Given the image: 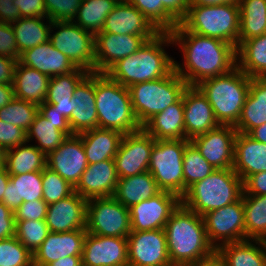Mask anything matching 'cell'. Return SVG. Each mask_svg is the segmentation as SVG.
<instances>
[{"label":"cell","mask_w":266,"mask_h":266,"mask_svg":"<svg viewBox=\"0 0 266 266\" xmlns=\"http://www.w3.org/2000/svg\"><path fill=\"white\" fill-rule=\"evenodd\" d=\"M170 35L185 59L183 67L174 61V70L188 86H196L202 80L226 74L236 67V48L230 43L197 35L181 23Z\"/></svg>","instance_id":"6da1fadb"},{"label":"cell","mask_w":266,"mask_h":266,"mask_svg":"<svg viewBox=\"0 0 266 266\" xmlns=\"http://www.w3.org/2000/svg\"><path fill=\"white\" fill-rule=\"evenodd\" d=\"M169 259L181 266L207 260L216 254L210 244L203 218L182 203L164 227Z\"/></svg>","instance_id":"7a4b0ae2"},{"label":"cell","mask_w":266,"mask_h":266,"mask_svg":"<svg viewBox=\"0 0 266 266\" xmlns=\"http://www.w3.org/2000/svg\"><path fill=\"white\" fill-rule=\"evenodd\" d=\"M172 43L175 44L170 32H161L146 41L134 54L118 60L105 73L127 88L133 84L164 78L174 70V59L162 46Z\"/></svg>","instance_id":"3957f363"},{"label":"cell","mask_w":266,"mask_h":266,"mask_svg":"<svg viewBox=\"0 0 266 266\" xmlns=\"http://www.w3.org/2000/svg\"><path fill=\"white\" fill-rule=\"evenodd\" d=\"M98 128L129 134L142 129L134 114L129 89L106 73L95 72Z\"/></svg>","instance_id":"277c9868"},{"label":"cell","mask_w":266,"mask_h":266,"mask_svg":"<svg viewBox=\"0 0 266 266\" xmlns=\"http://www.w3.org/2000/svg\"><path fill=\"white\" fill-rule=\"evenodd\" d=\"M250 80L236 66L230 72L202 80L196 86L209 101L218 123L235 126L249 93Z\"/></svg>","instance_id":"5b68a950"},{"label":"cell","mask_w":266,"mask_h":266,"mask_svg":"<svg viewBox=\"0 0 266 266\" xmlns=\"http://www.w3.org/2000/svg\"><path fill=\"white\" fill-rule=\"evenodd\" d=\"M243 194V180L233 168L216 169L196 182L181 199V203L201 217L238 201Z\"/></svg>","instance_id":"8992f818"},{"label":"cell","mask_w":266,"mask_h":266,"mask_svg":"<svg viewBox=\"0 0 266 266\" xmlns=\"http://www.w3.org/2000/svg\"><path fill=\"white\" fill-rule=\"evenodd\" d=\"M188 31L239 45V4L222 3L212 6H189L180 22Z\"/></svg>","instance_id":"52a82bcc"},{"label":"cell","mask_w":266,"mask_h":266,"mask_svg":"<svg viewBox=\"0 0 266 266\" xmlns=\"http://www.w3.org/2000/svg\"><path fill=\"white\" fill-rule=\"evenodd\" d=\"M187 83L173 70L164 78L133 84L128 87L137 121L143 126L151 117L176 103Z\"/></svg>","instance_id":"ba28073f"},{"label":"cell","mask_w":266,"mask_h":266,"mask_svg":"<svg viewBox=\"0 0 266 266\" xmlns=\"http://www.w3.org/2000/svg\"><path fill=\"white\" fill-rule=\"evenodd\" d=\"M190 140H155L148 171L161 191L184 197L183 154Z\"/></svg>","instance_id":"9c48e42d"},{"label":"cell","mask_w":266,"mask_h":266,"mask_svg":"<svg viewBox=\"0 0 266 266\" xmlns=\"http://www.w3.org/2000/svg\"><path fill=\"white\" fill-rule=\"evenodd\" d=\"M86 231L93 235L127 238L131 232L129 209L113 196L88 199Z\"/></svg>","instance_id":"30bf717a"},{"label":"cell","mask_w":266,"mask_h":266,"mask_svg":"<svg viewBox=\"0 0 266 266\" xmlns=\"http://www.w3.org/2000/svg\"><path fill=\"white\" fill-rule=\"evenodd\" d=\"M52 28L59 30L50 31V43L76 67L95 72V35L73 21H52Z\"/></svg>","instance_id":"8fae6325"},{"label":"cell","mask_w":266,"mask_h":266,"mask_svg":"<svg viewBox=\"0 0 266 266\" xmlns=\"http://www.w3.org/2000/svg\"><path fill=\"white\" fill-rule=\"evenodd\" d=\"M202 218L208 240L215 250L224 244L245 240L242 197L232 204L204 214ZM218 241L221 243L218 244Z\"/></svg>","instance_id":"7c38bea8"},{"label":"cell","mask_w":266,"mask_h":266,"mask_svg":"<svg viewBox=\"0 0 266 266\" xmlns=\"http://www.w3.org/2000/svg\"><path fill=\"white\" fill-rule=\"evenodd\" d=\"M155 139L143 129L124 134L114 157L119 178H126L148 171Z\"/></svg>","instance_id":"4fadbf2b"},{"label":"cell","mask_w":266,"mask_h":266,"mask_svg":"<svg viewBox=\"0 0 266 266\" xmlns=\"http://www.w3.org/2000/svg\"><path fill=\"white\" fill-rule=\"evenodd\" d=\"M181 204L175 194L161 191L129 208L131 231L164 229L172 213Z\"/></svg>","instance_id":"5bb4252c"},{"label":"cell","mask_w":266,"mask_h":266,"mask_svg":"<svg viewBox=\"0 0 266 266\" xmlns=\"http://www.w3.org/2000/svg\"><path fill=\"white\" fill-rule=\"evenodd\" d=\"M236 134L234 126L220 125L194 137L190 142L215 169H228L234 164Z\"/></svg>","instance_id":"9a60e30c"},{"label":"cell","mask_w":266,"mask_h":266,"mask_svg":"<svg viewBox=\"0 0 266 266\" xmlns=\"http://www.w3.org/2000/svg\"><path fill=\"white\" fill-rule=\"evenodd\" d=\"M127 250L128 266H156L170 261L164 229L131 231Z\"/></svg>","instance_id":"2e32d148"},{"label":"cell","mask_w":266,"mask_h":266,"mask_svg":"<svg viewBox=\"0 0 266 266\" xmlns=\"http://www.w3.org/2000/svg\"><path fill=\"white\" fill-rule=\"evenodd\" d=\"M83 266H128L127 238L86 234Z\"/></svg>","instance_id":"e0dca14e"},{"label":"cell","mask_w":266,"mask_h":266,"mask_svg":"<svg viewBox=\"0 0 266 266\" xmlns=\"http://www.w3.org/2000/svg\"><path fill=\"white\" fill-rule=\"evenodd\" d=\"M104 33L143 36L147 41L161 33L150 20L127 0H119L106 17Z\"/></svg>","instance_id":"ac0fdd59"},{"label":"cell","mask_w":266,"mask_h":266,"mask_svg":"<svg viewBox=\"0 0 266 266\" xmlns=\"http://www.w3.org/2000/svg\"><path fill=\"white\" fill-rule=\"evenodd\" d=\"M46 167L58 173L73 187L79 182L88 166L82 139L78 135L69 136L58 148L47 156Z\"/></svg>","instance_id":"d6986e66"},{"label":"cell","mask_w":266,"mask_h":266,"mask_svg":"<svg viewBox=\"0 0 266 266\" xmlns=\"http://www.w3.org/2000/svg\"><path fill=\"white\" fill-rule=\"evenodd\" d=\"M146 41L143 36L100 31L95 35V72L105 73L118 60L134 54Z\"/></svg>","instance_id":"ffe728a7"},{"label":"cell","mask_w":266,"mask_h":266,"mask_svg":"<svg viewBox=\"0 0 266 266\" xmlns=\"http://www.w3.org/2000/svg\"><path fill=\"white\" fill-rule=\"evenodd\" d=\"M185 140L220 126L206 96L197 86H187L183 92Z\"/></svg>","instance_id":"44dd1931"},{"label":"cell","mask_w":266,"mask_h":266,"mask_svg":"<svg viewBox=\"0 0 266 266\" xmlns=\"http://www.w3.org/2000/svg\"><path fill=\"white\" fill-rule=\"evenodd\" d=\"M87 199L75 191L56 203L48 205L45 222L50 232L86 229Z\"/></svg>","instance_id":"7402d4cb"},{"label":"cell","mask_w":266,"mask_h":266,"mask_svg":"<svg viewBox=\"0 0 266 266\" xmlns=\"http://www.w3.org/2000/svg\"><path fill=\"white\" fill-rule=\"evenodd\" d=\"M73 111L68 123L73 135L98 128L95 100V72H89L75 87Z\"/></svg>","instance_id":"603a6c76"},{"label":"cell","mask_w":266,"mask_h":266,"mask_svg":"<svg viewBox=\"0 0 266 266\" xmlns=\"http://www.w3.org/2000/svg\"><path fill=\"white\" fill-rule=\"evenodd\" d=\"M86 229L68 232H49L33 253V266H46L65 256H82Z\"/></svg>","instance_id":"cb8c5ba5"},{"label":"cell","mask_w":266,"mask_h":266,"mask_svg":"<svg viewBox=\"0 0 266 266\" xmlns=\"http://www.w3.org/2000/svg\"><path fill=\"white\" fill-rule=\"evenodd\" d=\"M119 177L114 160L88 164L74 191L88 199L113 196Z\"/></svg>","instance_id":"d4e9b609"},{"label":"cell","mask_w":266,"mask_h":266,"mask_svg":"<svg viewBox=\"0 0 266 266\" xmlns=\"http://www.w3.org/2000/svg\"><path fill=\"white\" fill-rule=\"evenodd\" d=\"M22 65L36 69L50 78L74 71L77 67L50 41L25 50L18 60Z\"/></svg>","instance_id":"484cf974"},{"label":"cell","mask_w":266,"mask_h":266,"mask_svg":"<svg viewBox=\"0 0 266 266\" xmlns=\"http://www.w3.org/2000/svg\"><path fill=\"white\" fill-rule=\"evenodd\" d=\"M232 168L243 181L252 174L266 172V144L237 132Z\"/></svg>","instance_id":"4316f807"},{"label":"cell","mask_w":266,"mask_h":266,"mask_svg":"<svg viewBox=\"0 0 266 266\" xmlns=\"http://www.w3.org/2000/svg\"><path fill=\"white\" fill-rule=\"evenodd\" d=\"M142 129L155 140H185L183 94L176 103L151 117Z\"/></svg>","instance_id":"83f0119b"},{"label":"cell","mask_w":266,"mask_h":266,"mask_svg":"<svg viewBox=\"0 0 266 266\" xmlns=\"http://www.w3.org/2000/svg\"><path fill=\"white\" fill-rule=\"evenodd\" d=\"M266 123V77H254L240 118L234 126L237 132L248 134L252 129Z\"/></svg>","instance_id":"f1b7e54d"},{"label":"cell","mask_w":266,"mask_h":266,"mask_svg":"<svg viewBox=\"0 0 266 266\" xmlns=\"http://www.w3.org/2000/svg\"><path fill=\"white\" fill-rule=\"evenodd\" d=\"M82 139L88 164L114 160L124 134L111 129L94 128L78 134Z\"/></svg>","instance_id":"f546056e"},{"label":"cell","mask_w":266,"mask_h":266,"mask_svg":"<svg viewBox=\"0 0 266 266\" xmlns=\"http://www.w3.org/2000/svg\"><path fill=\"white\" fill-rule=\"evenodd\" d=\"M50 77L36 69L16 64L13 79L14 97L41 105L47 97Z\"/></svg>","instance_id":"4dcf8cb0"},{"label":"cell","mask_w":266,"mask_h":266,"mask_svg":"<svg viewBox=\"0 0 266 266\" xmlns=\"http://www.w3.org/2000/svg\"><path fill=\"white\" fill-rule=\"evenodd\" d=\"M43 199L42 171L10 175L2 203L13 212L23 203Z\"/></svg>","instance_id":"1f68e13d"},{"label":"cell","mask_w":266,"mask_h":266,"mask_svg":"<svg viewBox=\"0 0 266 266\" xmlns=\"http://www.w3.org/2000/svg\"><path fill=\"white\" fill-rule=\"evenodd\" d=\"M88 73L77 67L70 73L51 77L45 102L57 108L59 114L68 120L73 111L74 89Z\"/></svg>","instance_id":"d6a6232c"},{"label":"cell","mask_w":266,"mask_h":266,"mask_svg":"<svg viewBox=\"0 0 266 266\" xmlns=\"http://www.w3.org/2000/svg\"><path fill=\"white\" fill-rule=\"evenodd\" d=\"M216 254L225 266H266V241L246 239L227 243L218 247Z\"/></svg>","instance_id":"836d02e7"},{"label":"cell","mask_w":266,"mask_h":266,"mask_svg":"<svg viewBox=\"0 0 266 266\" xmlns=\"http://www.w3.org/2000/svg\"><path fill=\"white\" fill-rule=\"evenodd\" d=\"M160 192L152 174L146 171L138 175L119 178L113 197L129 209Z\"/></svg>","instance_id":"e575fe53"},{"label":"cell","mask_w":266,"mask_h":266,"mask_svg":"<svg viewBox=\"0 0 266 266\" xmlns=\"http://www.w3.org/2000/svg\"><path fill=\"white\" fill-rule=\"evenodd\" d=\"M236 61L250 78L266 77V34L241 42L236 48Z\"/></svg>","instance_id":"d590c367"},{"label":"cell","mask_w":266,"mask_h":266,"mask_svg":"<svg viewBox=\"0 0 266 266\" xmlns=\"http://www.w3.org/2000/svg\"><path fill=\"white\" fill-rule=\"evenodd\" d=\"M46 164V155L34 145L28 146L24 143L6 150L4 166L9 175L43 171L46 168Z\"/></svg>","instance_id":"8d00e7d4"},{"label":"cell","mask_w":266,"mask_h":266,"mask_svg":"<svg viewBox=\"0 0 266 266\" xmlns=\"http://www.w3.org/2000/svg\"><path fill=\"white\" fill-rule=\"evenodd\" d=\"M42 19L43 17L19 18L12 25L19 54L49 41L50 31H53L52 21L49 19V24L45 25Z\"/></svg>","instance_id":"74e56055"},{"label":"cell","mask_w":266,"mask_h":266,"mask_svg":"<svg viewBox=\"0 0 266 266\" xmlns=\"http://www.w3.org/2000/svg\"><path fill=\"white\" fill-rule=\"evenodd\" d=\"M239 44L266 34V0H240Z\"/></svg>","instance_id":"f35d334b"},{"label":"cell","mask_w":266,"mask_h":266,"mask_svg":"<svg viewBox=\"0 0 266 266\" xmlns=\"http://www.w3.org/2000/svg\"><path fill=\"white\" fill-rule=\"evenodd\" d=\"M245 240L266 241V195H242Z\"/></svg>","instance_id":"ab89813d"},{"label":"cell","mask_w":266,"mask_h":266,"mask_svg":"<svg viewBox=\"0 0 266 266\" xmlns=\"http://www.w3.org/2000/svg\"><path fill=\"white\" fill-rule=\"evenodd\" d=\"M119 0H82L73 22L96 35L105 23L106 17ZM77 20V21H76Z\"/></svg>","instance_id":"60d3db41"},{"label":"cell","mask_w":266,"mask_h":266,"mask_svg":"<svg viewBox=\"0 0 266 266\" xmlns=\"http://www.w3.org/2000/svg\"><path fill=\"white\" fill-rule=\"evenodd\" d=\"M26 133L27 142L35 138L39 144L34 146L46 156L68 138L63 131L58 130V124L48 121L39 112Z\"/></svg>","instance_id":"b9f144b4"},{"label":"cell","mask_w":266,"mask_h":266,"mask_svg":"<svg viewBox=\"0 0 266 266\" xmlns=\"http://www.w3.org/2000/svg\"><path fill=\"white\" fill-rule=\"evenodd\" d=\"M214 170L216 169L189 142L183 154L184 196L192 185L209 176Z\"/></svg>","instance_id":"7bdbcfd3"},{"label":"cell","mask_w":266,"mask_h":266,"mask_svg":"<svg viewBox=\"0 0 266 266\" xmlns=\"http://www.w3.org/2000/svg\"><path fill=\"white\" fill-rule=\"evenodd\" d=\"M38 112V105L14 98L0 109V120L18 126L27 132Z\"/></svg>","instance_id":"ee69618b"},{"label":"cell","mask_w":266,"mask_h":266,"mask_svg":"<svg viewBox=\"0 0 266 266\" xmlns=\"http://www.w3.org/2000/svg\"><path fill=\"white\" fill-rule=\"evenodd\" d=\"M144 14L160 32H171L179 22L159 0H127Z\"/></svg>","instance_id":"f6af8a7d"},{"label":"cell","mask_w":266,"mask_h":266,"mask_svg":"<svg viewBox=\"0 0 266 266\" xmlns=\"http://www.w3.org/2000/svg\"><path fill=\"white\" fill-rule=\"evenodd\" d=\"M49 232L45 220L16 221L15 237L32 254L46 239Z\"/></svg>","instance_id":"bcb514c9"},{"label":"cell","mask_w":266,"mask_h":266,"mask_svg":"<svg viewBox=\"0 0 266 266\" xmlns=\"http://www.w3.org/2000/svg\"><path fill=\"white\" fill-rule=\"evenodd\" d=\"M0 266H33V254L15 236L2 239Z\"/></svg>","instance_id":"7dc6e473"},{"label":"cell","mask_w":266,"mask_h":266,"mask_svg":"<svg viewBox=\"0 0 266 266\" xmlns=\"http://www.w3.org/2000/svg\"><path fill=\"white\" fill-rule=\"evenodd\" d=\"M43 200L48 204L66 198L74 192V187L58 173L46 167L42 171Z\"/></svg>","instance_id":"c3c4849f"},{"label":"cell","mask_w":266,"mask_h":266,"mask_svg":"<svg viewBox=\"0 0 266 266\" xmlns=\"http://www.w3.org/2000/svg\"><path fill=\"white\" fill-rule=\"evenodd\" d=\"M82 0H44L51 21H74Z\"/></svg>","instance_id":"681fc988"},{"label":"cell","mask_w":266,"mask_h":266,"mask_svg":"<svg viewBox=\"0 0 266 266\" xmlns=\"http://www.w3.org/2000/svg\"><path fill=\"white\" fill-rule=\"evenodd\" d=\"M48 204L42 200L23 202L15 211L16 221L45 220Z\"/></svg>","instance_id":"f907efd6"},{"label":"cell","mask_w":266,"mask_h":266,"mask_svg":"<svg viewBox=\"0 0 266 266\" xmlns=\"http://www.w3.org/2000/svg\"><path fill=\"white\" fill-rule=\"evenodd\" d=\"M27 143V133L22 128L0 120V145L5 149Z\"/></svg>","instance_id":"816d5d0a"},{"label":"cell","mask_w":266,"mask_h":266,"mask_svg":"<svg viewBox=\"0 0 266 266\" xmlns=\"http://www.w3.org/2000/svg\"><path fill=\"white\" fill-rule=\"evenodd\" d=\"M0 55L11 57L17 61L20 58L12 25L2 22H0Z\"/></svg>","instance_id":"f5cc1de1"},{"label":"cell","mask_w":266,"mask_h":266,"mask_svg":"<svg viewBox=\"0 0 266 266\" xmlns=\"http://www.w3.org/2000/svg\"><path fill=\"white\" fill-rule=\"evenodd\" d=\"M13 4L20 11V18L43 17L49 20L44 0H14Z\"/></svg>","instance_id":"db71d44e"},{"label":"cell","mask_w":266,"mask_h":266,"mask_svg":"<svg viewBox=\"0 0 266 266\" xmlns=\"http://www.w3.org/2000/svg\"><path fill=\"white\" fill-rule=\"evenodd\" d=\"M39 113L48 121L58 124V130L63 131L68 137L73 136L68 120L62 114H59L57 108L53 105L44 102L39 105Z\"/></svg>","instance_id":"11a10c76"},{"label":"cell","mask_w":266,"mask_h":266,"mask_svg":"<svg viewBox=\"0 0 266 266\" xmlns=\"http://www.w3.org/2000/svg\"><path fill=\"white\" fill-rule=\"evenodd\" d=\"M16 220L14 212L0 202V240L15 236Z\"/></svg>","instance_id":"9f6ffc18"},{"label":"cell","mask_w":266,"mask_h":266,"mask_svg":"<svg viewBox=\"0 0 266 266\" xmlns=\"http://www.w3.org/2000/svg\"><path fill=\"white\" fill-rule=\"evenodd\" d=\"M242 195H266V172L248 176L243 181Z\"/></svg>","instance_id":"6f0895ef"},{"label":"cell","mask_w":266,"mask_h":266,"mask_svg":"<svg viewBox=\"0 0 266 266\" xmlns=\"http://www.w3.org/2000/svg\"><path fill=\"white\" fill-rule=\"evenodd\" d=\"M163 7L180 23L186 16L190 0H159Z\"/></svg>","instance_id":"680465c9"},{"label":"cell","mask_w":266,"mask_h":266,"mask_svg":"<svg viewBox=\"0 0 266 266\" xmlns=\"http://www.w3.org/2000/svg\"><path fill=\"white\" fill-rule=\"evenodd\" d=\"M17 62L16 59L0 55V84L13 85Z\"/></svg>","instance_id":"91938a15"},{"label":"cell","mask_w":266,"mask_h":266,"mask_svg":"<svg viewBox=\"0 0 266 266\" xmlns=\"http://www.w3.org/2000/svg\"><path fill=\"white\" fill-rule=\"evenodd\" d=\"M14 0H0V22L12 25L20 18V11Z\"/></svg>","instance_id":"94428289"},{"label":"cell","mask_w":266,"mask_h":266,"mask_svg":"<svg viewBox=\"0 0 266 266\" xmlns=\"http://www.w3.org/2000/svg\"><path fill=\"white\" fill-rule=\"evenodd\" d=\"M13 85L0 84V109L14 99Z\"/></svg>","instance_id":"6125c7cd"},{"label":"cell","mask_w":266,"mask_h":266,"mask_svg":"<svg viewBox=\"0 0 266 266\" xmlns=\"http://www.w3.org/2000/svg\"><path fill=\"white\" fill-rule=\"evenodd\" d=\"M46 266H83L82 256H65L47 264Z\"/></svg>","instance_id":"be15d7a7"},{"label":"cell","mask_w":266,"mask_h":266,"mask_svg":"<svg viewBox=\"0 0 266 266\" xmlns=\"http://www.w3.org/2000/svg\"><path fill=\"white\" fill-rule=\"evenodd\" d=\"M240 0H190V6H212L222 3L239 4Z\"/></svg>","instance_id":"e7e4bbea"},{"label":"cell","mask_w":266,"mask_h":266,"mask_svg":"<svg viewBox=\"0 0 266 266\" xmlns=\"http://www.w3.org/2000/svg\"><path fill=\"white\" fill-rule=\"evenodd\" d=\"M248 135L256 141L266 144V123L252 129Z\"/></svg>","instance_id":"03108f58"},{"label":"cell","mask_w":266,"mask_h":266,"mask_svg":"<svg viewBox=\"0 0 266 266\" xmlns=\"http://www.w3.org/2000/svg\"><path fill=\"white\" fill-rule=\"evenodd\" d=\"M10 180V175L8 174L5 166H0V202H2L4 197L5 189Z\"/></svg>","instance_id":"003e7915"},{"label":"cell","mask_w":266,"mask_h":266,"mask_svg":"<svg viewBox=\"0 0 266 266\" xmlns=\"http://www.w3.org/2000/svg\"><path fill=\"white\" fill-rule=\"evenodd\" d=\"M189 266H225L223 261L215 254L213 257Z\"/></svg>","instance_id":"a7ac6f4b"},{"label":"cell","mask_w":266,"mask_h":266,"mask_svg":"<svg viewBox=\"0 0 266 266\" xmlns=\"http://www.w3.org/2000/svg\"><path fill=\"white\" fill-rule=\"evenodd\" d=\"M6 150L0 145V166L5 164Z\"/></svg>","instance_id":"89a4df30"},{"label":"cell","mask_w":266,"mask_h":266,"mask_svg":"<svg viewBox=\"0 0 266 266\" xmlns=\"http://www.w3.org/2000/svg\"><path fill=\"white\" fill-rule=\"evenodd\" d=\"M156 266H181V265L176 264V263H174V262H172V261L170 260V261H167V262H165V263H163V264H159V265H156Z\"/></svg>","instance_id":"2644e50d"}]
</instances>
